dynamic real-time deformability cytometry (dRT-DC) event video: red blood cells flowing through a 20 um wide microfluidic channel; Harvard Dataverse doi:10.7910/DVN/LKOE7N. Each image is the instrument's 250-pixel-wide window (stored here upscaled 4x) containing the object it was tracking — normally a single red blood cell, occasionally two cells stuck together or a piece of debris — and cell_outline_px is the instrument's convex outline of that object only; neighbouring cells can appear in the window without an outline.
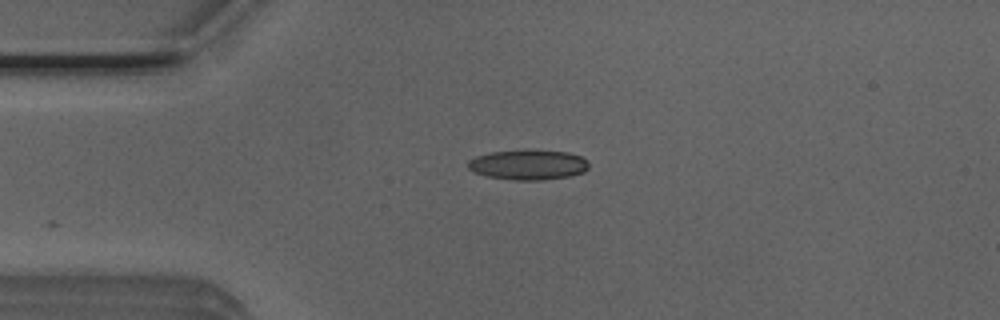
{"species": "Egyptian fruit bat (a non-hibernating species)", "species_latin": "Rousettus aegyptiacus", "temperature_condition": "room temperature", "stored_images_in_passage": 22, "camera_frame_rate_fps": 3000, "um_per_image_px": 0.085, "animal": {"sex": "male"}, "frame": {"image": 1, "passage_image": 1, "time_ms": 0.0, "image_size_px": [1000, 320], "cell_outline_px": [[588, 168], [584, 172], [572, 176], [544, 180], [512, 180], [488, 176], [476, 172], [468, 168], [468, 160], [476, 156], [492, 152], [528, 148], [532, 148], [568, 152], [580, 156], [588, 160]], "centroid_in_image_um": [44.94, 13.98], "position_along_channel_um": 40.1, "area_um2": 21.68}}
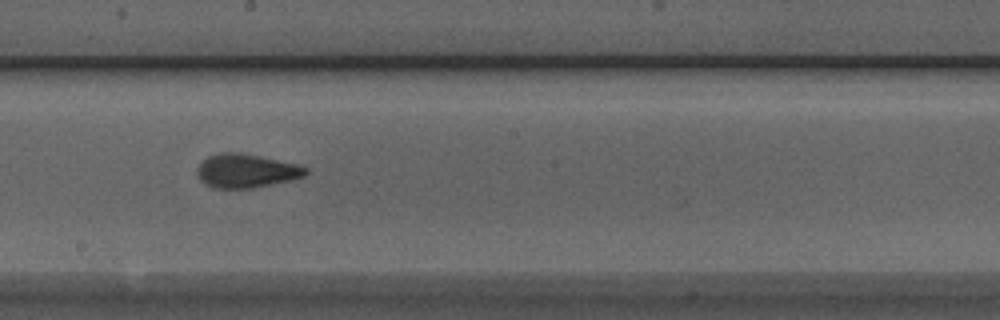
{"frame": {"image": 2, "passage_image": 17, "time_ms": 5.333, "image_size_px": [1000, 320], "cell_outline_px": [[308, 172], [304, 176], [292, 180], [252, 188], [212, 188], [204, 184], [200, 180], [196, 172], [196, 168], [208, 156], [216, 152], [240, 152], [296, 164], [308, 168]], "centroid_in_image_um": [20.89, 14.52], "position_along_channel_um": 227.3, "area_um2": 21.44}}
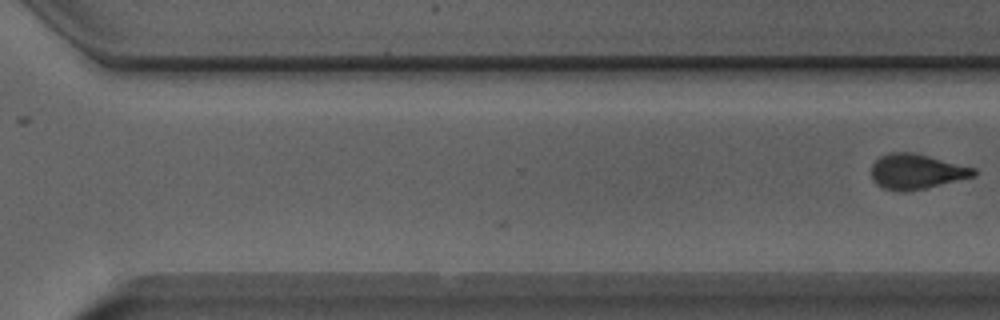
{"frame": {"image": 3, "passage_image": 22, "time_ms": 7.0, "image_size_px": [1000, 320], "cell_outline_px": [[976, 176], [924, 188], [904, 192], [884, 188], [876, 184], [872, 180], [872, 164], [880, 156], [892, 152], [912, 152], [976, 168]], "centroid_in_image_um": [77.89, 14.58], "position_along_channel_um": 292.7, "area_um2": 20.75}}